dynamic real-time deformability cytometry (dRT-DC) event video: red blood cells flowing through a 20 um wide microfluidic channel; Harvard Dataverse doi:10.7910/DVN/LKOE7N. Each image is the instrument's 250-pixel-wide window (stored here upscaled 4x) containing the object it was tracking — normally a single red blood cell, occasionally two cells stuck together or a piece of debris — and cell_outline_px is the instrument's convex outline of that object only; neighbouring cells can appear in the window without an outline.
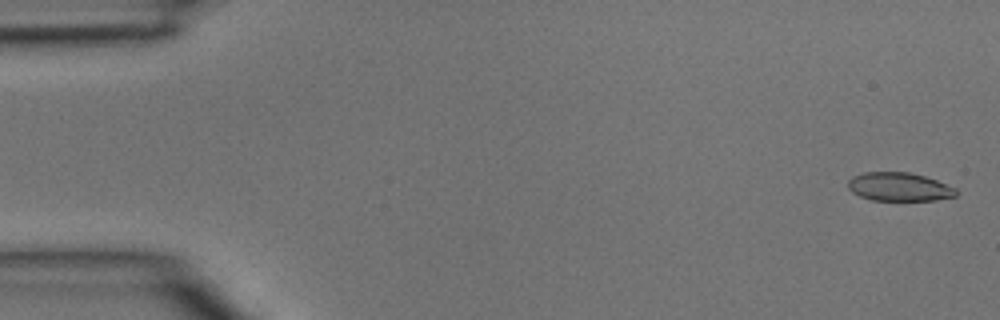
{"species": "common noctule bat (a hibernating species)", "species_latin": "Nyctalus noctula", "temperature_condition": "room temperature", "stored_images_in_passage": 41, "camera_frame_rate_fps": 3000, "um_per_image_px": 0.085, "animal": {"sex": "male", "body_mass_g": 15.6}, "frame": {"image": 1, "passage_image": 1, "time_ms": 0.0, "image_size_px": [1000, 320], "cell_outline_px": [[956, 196], [936, 200], [872, 200], [860, 196], [852, 192], [848, 188], [848, 180], [852, 176], [864, 172], [908, 172], [924, 176], [936, 180], [956, 188]], "centroid_in_image_um": [76.4, 15.88], "position_along_channel_um": 8.6, "area_um2": 17.92}}
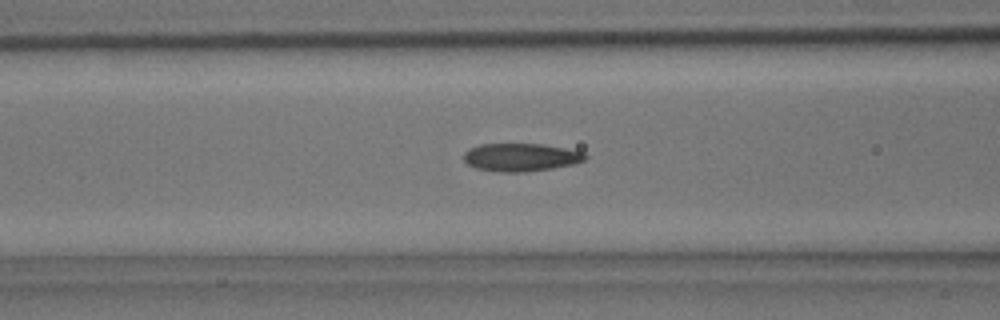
{"frame": {"image": 2, "passage_image": 17, "time_ms": 5.333, "image_size_px": [1000, 320], "cell_outline_px": [[588, 156], [584, 160], [572, 164], [552, 168], [524, 172], [500, 172], [476, 168], [468, 164], [464, 160], [464, 152], [480, 144], [540, 144], [564, 148], [584, 152]], "centroid_in_image_um": [44.27, 13.37], "position_along_channel_um": 122.3, "area_um2": 19.59}}
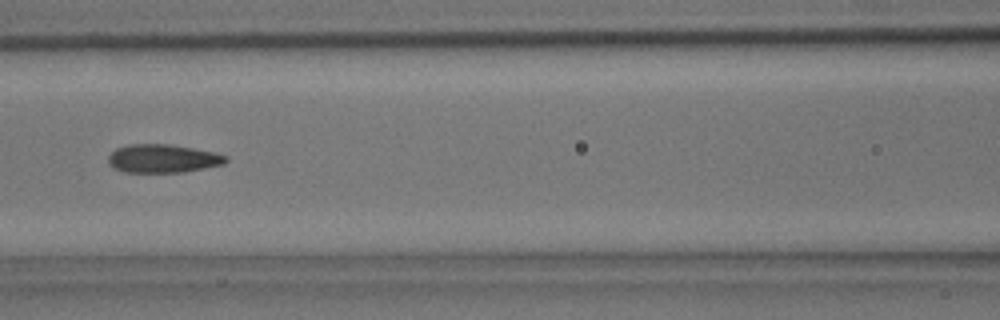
{"frame": {"image": 3, "passage_image": 19, "time_ms": 6.0, "image_size_px": [1000, 320], "cell_outline_px": [[228, 160], [224, 164], [184, 172], [124, 172], [108, 164], [108, 156], [116, 148], [128, 144], [168, 144], [192, 148], [212, 152], [228, 156]], "centroid_in_image_um": [13.83, 13.47], "position_along_channel_um": 152.8, "area_um2": 19.36}}